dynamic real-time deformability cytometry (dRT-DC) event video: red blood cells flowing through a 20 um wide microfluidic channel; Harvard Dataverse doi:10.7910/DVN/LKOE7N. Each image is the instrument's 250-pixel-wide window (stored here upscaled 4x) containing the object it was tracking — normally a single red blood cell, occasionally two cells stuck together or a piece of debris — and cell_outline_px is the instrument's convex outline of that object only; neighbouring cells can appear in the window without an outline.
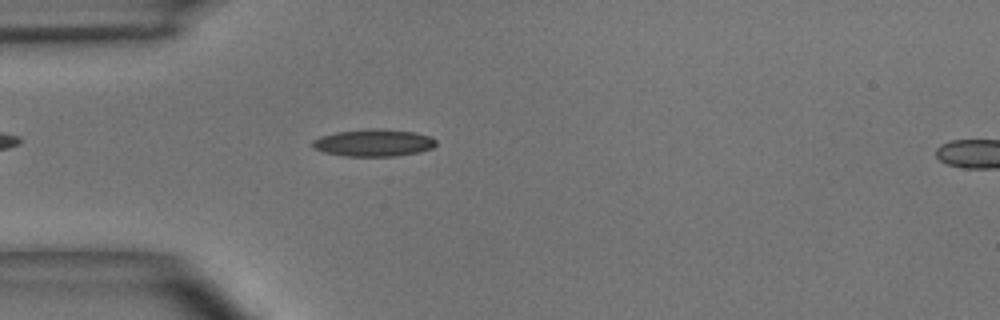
{"species": "common noctule bat (a hibernating species)", "species_latin": "Nyctalus noctula", "temperature_condition": "room temperature", "stored_images_in_passage": 44, "camera_frame_rate_fps": 3000, "um_per_image_px": 0.085, "animal": {"sex": "male", "body_mass_g": 15.6}, "frame": {"image": 1, "passage_image": 8, "time_ms": 2.333, "image_size_px": [1000, 320], "cell_outline_px": [[436, 144], [432, 148], [420, 152], [396, 156], [344, 156], [324, 152], [312, 148], [312, 140], [320, 136], [336, 132], [368, 128], [384, 128], [416, 132], [432, 136], [436, 140]], "centroid_in_image_um": [31.77, 12.12], "position_along_channel_um": 53.2, "area_um2": 19.94}}
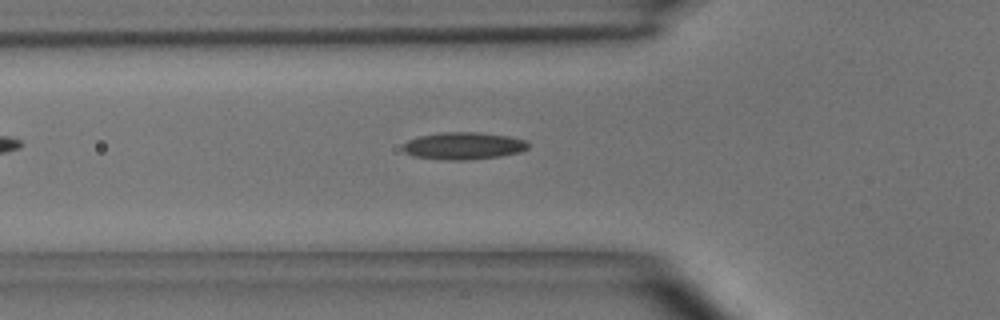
{"frame": {"image": 2, "passage_image": 11, "time_ms": 3.333, "image_size_px": [1000, 320], "cell_outline_px": [[528, 148], [520, 152], [500, 156], [464, 160], [448, 160], [412, 156], [404, 152], [404, 144], [408, 140], [420, 136], [444, 132], [480, 132], [508, 136], [528, 140]], "centroid_in_image_um": [39.42, 12.39], "position_along_channel_um": 86.4, "area_um2": 19.83}}
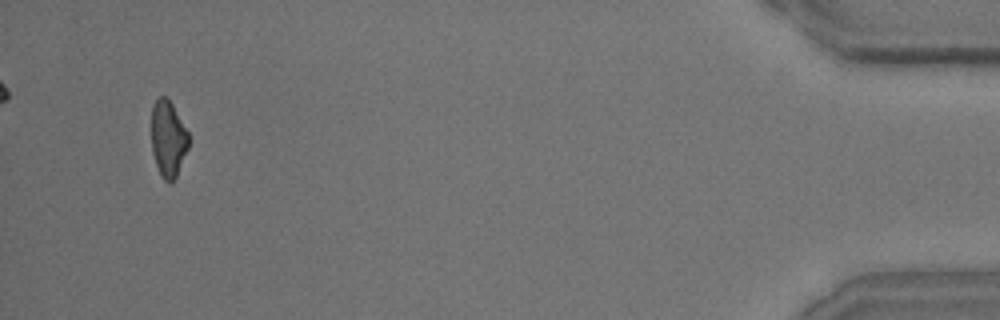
{"frame": {"image": 3, "passage_image": 42, "time_ms": 13.667, "image_size_px": [1000, 320], "cell_outline_px": [[188, 148], [176, 176], [172, 180], [164, 180], [156, 164], [152, 152], [152, 104], [160, 96], [164, 96], [172, 104], [188, 132]], "centroid_in_image_um": [14.28, 11.76], "position_along_channel_um": 420.9, "area_um2": 16.13}, "authors_computed_cell_mechanics": {"area_um2": 18.1781, "velocity_mm_per_s": 3.9818, "shape_relaxation_time_tau1_ms": 6.0438, "shape_relaxation_time_tau2_ms": 3.4808, "deformation_change_tau1": 0.1704, "deformation_change_tau2": 0.1211}}